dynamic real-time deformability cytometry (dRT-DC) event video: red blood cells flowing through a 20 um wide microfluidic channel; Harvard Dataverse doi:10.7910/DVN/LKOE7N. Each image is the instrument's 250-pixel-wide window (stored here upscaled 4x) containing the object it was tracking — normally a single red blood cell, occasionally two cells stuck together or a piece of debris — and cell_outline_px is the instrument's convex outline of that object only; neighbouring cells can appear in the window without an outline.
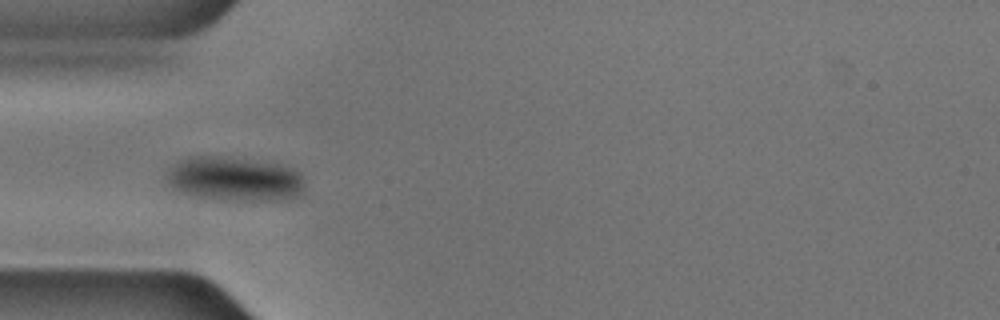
{"species": "common noctule bat (a hibernating species)", "species_latin": "Nyctalus noctula", "temperature_condition": "cold", "stored_images_in_passage": 11, "camera_frame_rate_fps": 3000, "um_per_image_px": 0.085, "animal": {"sex": "male", "body_mass_g": 17.9, "forearm_length_mm": 54.2}, "frame": {"image": 1, "passage_image": 6, "time_ms": 1.667, "image_size_px": [1000, 320], "cell_outline_px": [[304, 192], [300, 196], [280, 200], [256, 200], [200, 196], [188, 192], [172, 184], [168, 180], [168, 172], [176, 164], [184, 160], [196, 156], [208, 156], [280, 164], [296, 168], [300, 172], [304, 188]], "centroid_in_image_um": [20.11, 15.2], "position_along_channel_um": 64.9, "area_um2": 33.99}}